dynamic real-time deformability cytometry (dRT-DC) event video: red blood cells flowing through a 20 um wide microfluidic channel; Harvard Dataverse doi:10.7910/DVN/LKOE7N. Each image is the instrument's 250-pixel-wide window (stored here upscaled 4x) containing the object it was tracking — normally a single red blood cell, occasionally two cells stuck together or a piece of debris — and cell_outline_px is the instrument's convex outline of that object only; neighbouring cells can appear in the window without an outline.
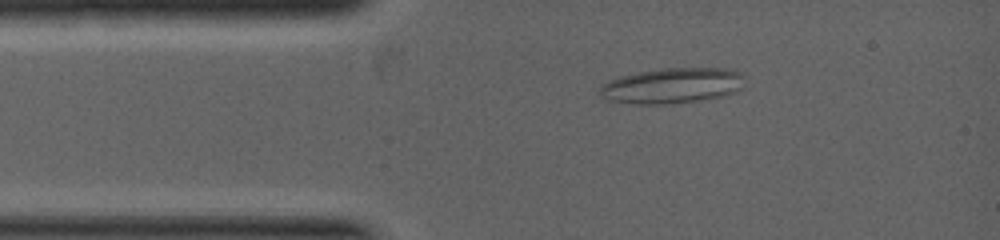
{"species": "common noctule bat (a hibernating species)", "species_latin": "Nyctalus noctula", "temperature_condition": "warm", "stored_images_in_passage": 7, "camera_frame_rate_fps": 5000, "um_per_image_px": 0.085, "animal": {"sex": "female", "body_mass_g": 19.0, "forearm_length_mm": 53.3}, "frame": {"image": 1, "passage_image": 3, "time_ms": 1.0, "image_size_px": [1000, 240], "cell_outline_px": [[744, 88], [736, 92], [724, 96], [700, 100], [668, 104], [636, 104], [612, 100], [600, 96], [600, 84], [608, 80], [620, 76], [660, 68], [728, 68], [740, 72], [744, 76]], "centroid_in_image_um": [57.19, 7.27], "position_along_channel_um": 27.8, "area_um2": 30.23}}
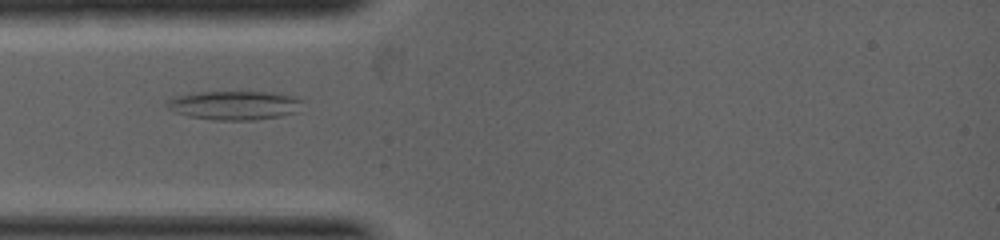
{"frame": {"image": 2, "passage_image": 5, "time_ms": 1.8, "image_size_px": [1000, 240], "cell_outline_px": [[304, 100], [296, 112], [280, 116], [252, 120], [212, 120], [188, 116], [176, 112], [168, 108], [164, 104], [172, 96], [196, 92], [272, 92], [296, 96]], "centroid_in_image_um": [19.91, 8.94], "position_along_channel_um": 65.1, "area_um2": 23.06}}
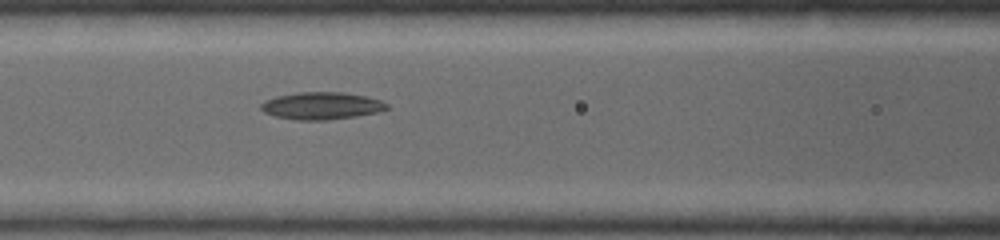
{"frame": {"image": 3, "passage_image": 7, "time_ms": 2.8, "image_size_px": [1000, 240], "cell_outline_px": [[388, 108], [376, 112], [356, 116], [328, 120], [296, 120], [272, 116], [264, 112], [260, 108], [260, 104], [264, 100], [276, 96], [296, 92], [344, 92], [364, 96], [380, 100], [388, 104]], "centroid_in_image_um": [27.27, 8.99], "position_along_channel_um": 139.3, "area_um2": 20.11}}